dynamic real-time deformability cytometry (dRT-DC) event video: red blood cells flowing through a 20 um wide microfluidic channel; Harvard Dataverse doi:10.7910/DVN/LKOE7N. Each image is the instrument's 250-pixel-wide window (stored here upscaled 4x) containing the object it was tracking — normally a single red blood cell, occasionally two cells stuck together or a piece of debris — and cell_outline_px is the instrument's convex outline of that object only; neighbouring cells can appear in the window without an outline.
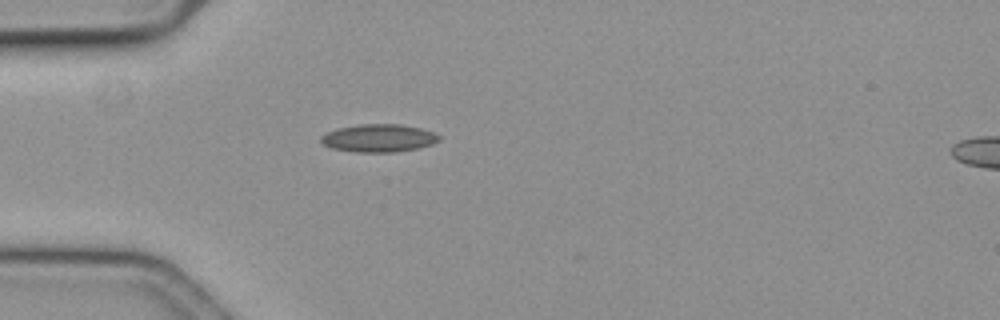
{"species": "common noctule bat (a hibernating species)", "species_latin": "Nyctalus noctula", "temperature_condition": "cold", "stored_images_in_passage": 26, "camera_frame_rate_fps": 3000, "um_per_image_px": 0.085, "animal": {"sex": "female", "body_mass_g": 19.3, "forearm_length_mm": 54.1}, "frame": {"image": 1, "passage_image": 1, "time_ms": 0.0, "image_size_px": [1000, 320], "cell_outline_px": [[440, 140], [432, 144], [416, 148], [396, 152], [356, 152], [332, 148], [324, 144], [320, 140], [320, 136], [336, 128], [360, 124], [400, 124], [420, 128], [436, 132], [440, 136]], "centroid_in_image_um": [32.2, 11.73], "position_along_channel_um": 52.8, "area_um2": 19.19}}
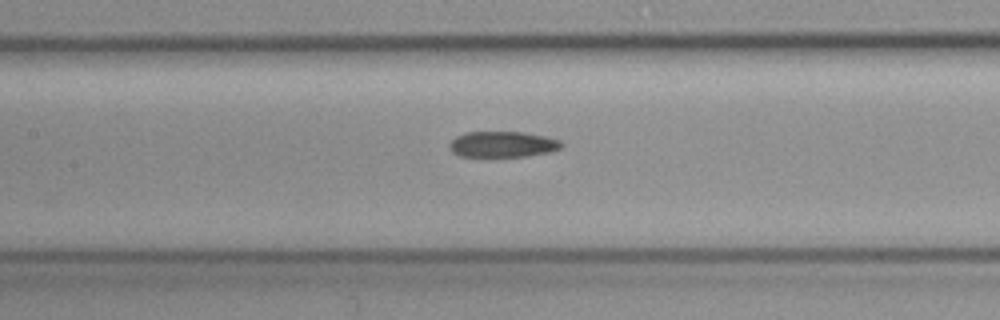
{"frame": {"image": 2, "passage_image": 11, "time_ms": 3.333, "image_size_px": [1000, 320], "cell_outline_px": [[564, 144], [560, 148], [552, 152], [528, 156], [460, 156], [452, 152], [448, 148], [448, 144], [456, 136], [464, 132], [524, 132], [544, 136], [560, 140]], "centroid_in_image_um": [42.72, 12.26], "position_along_channel_um": 164.7, "area_um2": 16.99}}
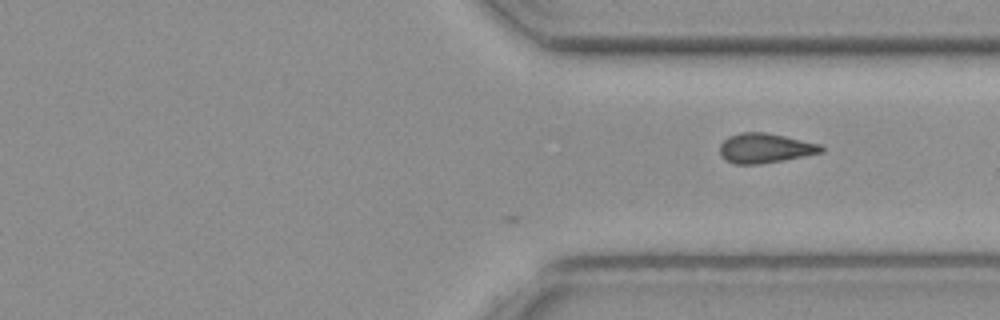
{"frame": {"image": 3, "passage_image": 26, "time_ms": 8.333, "image_size_px": [1000, 320], "cell_outline_px": [[824, 152], [784, 160], [760, 164], [736, 164], [724, 160], [720, 156], [720, 144], [728, 136], [740, 132], [764, 132], [784, 136], [820, 144], [824, 148]], "centroid_in_image_um": [65.0, 12.6], "position_along_channel_um": 346.4, "area_um2": 17.63}}